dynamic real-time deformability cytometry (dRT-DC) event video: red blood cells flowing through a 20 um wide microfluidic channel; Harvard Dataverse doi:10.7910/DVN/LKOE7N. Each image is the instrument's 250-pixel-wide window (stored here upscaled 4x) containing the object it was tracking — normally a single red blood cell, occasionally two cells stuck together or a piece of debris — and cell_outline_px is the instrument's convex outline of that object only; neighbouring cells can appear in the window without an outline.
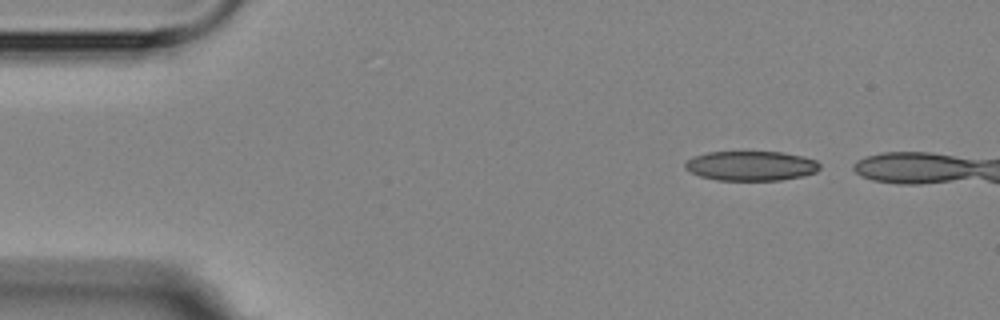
{"species": "Egyptian fruit bat (a non-hibernating species)", "species_latin": "Rousettus aegyptiacus", "temperature_condition": "room temperature", "stored_images_in_passage": 3, "camera_frame_rate_fps": 3000, "um_per_image_px": 0.085, "animal": {"sex": "female"}, "frame": {"image": 1, "passage_image": 1, "time_ms": 0.0, "image_size_px": [1000, 320], "cell_outline_px": [[820, 168], [816, 172], [804, 176], [780, 180], [716, 180], [700, 176], [684, 168], [684, 164], [692, 156], [708, 152], [784, 152], [804, 156], [816, 160], [820, 164]], "centroid_in_image_um": [63.86, 14.09], "position_along_channel_um": 21.1, "area_um2": 23.41}}